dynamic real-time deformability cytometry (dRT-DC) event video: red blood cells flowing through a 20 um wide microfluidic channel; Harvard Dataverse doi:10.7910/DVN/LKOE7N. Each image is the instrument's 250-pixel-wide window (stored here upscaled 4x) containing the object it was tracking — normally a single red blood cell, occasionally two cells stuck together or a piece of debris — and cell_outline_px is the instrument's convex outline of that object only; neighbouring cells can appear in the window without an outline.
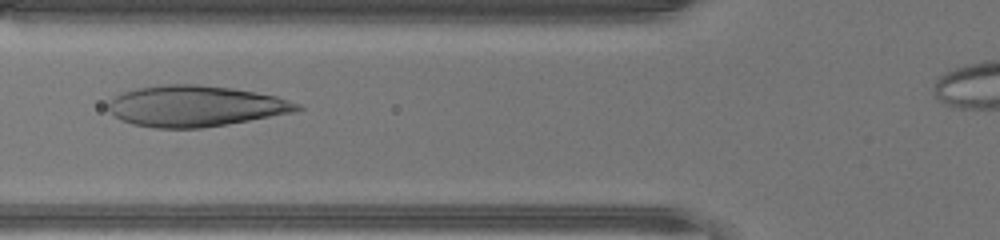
{"species": "human", "species_latin": "Homo sapiens", "temperature_condition": "warm", "stored_images_in_passage": 31, "camera_frame_rate_fps": 3000, "um_per_image_px": 0.085, "donor": {"sex": "male"}, "frame": {"image": 1, "passage_image": 7, "time_ms": 2.0, "image_size_px": [1000, 240], "cell_outline_px": [[304, 108], [292, 112], [248, 120], [200, 128], [156, 128], [132, 124], [116, 116], [108, 108], [108, 104], [120, 92], [136, 88], [164, 84], [196, 84], [232, 88], [276, 96], [300, 104]], "centroid_in_image_um": [16.59, 9.0], "position_along_channel_um": 109.2, "area_um2": 44.56}}
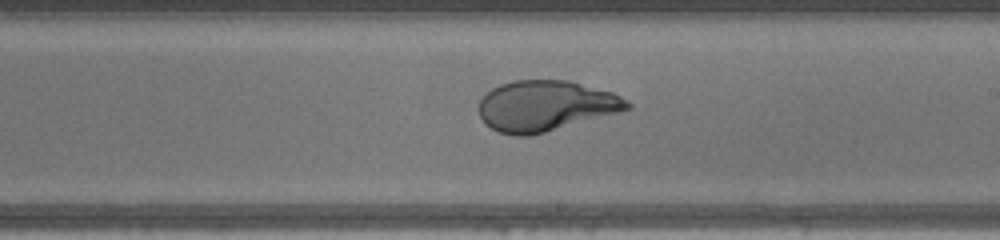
{"frame": {"image": 2, "passage_image": 16, "time_ms": 5.0, "image_size_px": [1000, 240], "cell_outline_px": [[632, 108], [544, 132], [528, 136], [512, 136], [500, 132], [484, 124], [476, 108], [484, 92], [500, 84], [512, 80], [568, 80], [612, 92], [620, 96], [632, 104]], "centroid_in_image_um": [46.3, 8.98], "position_along_channel_um": 242.7, "area_um2": 43.75}}
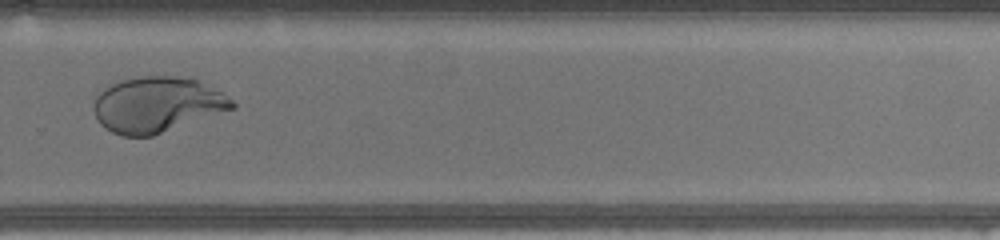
{"frame": {"image": 3, "passage_image": 21, "time_ms": 6.667, "image_size_px": [1000, 240], "cell_outline_px": [[236, 108], [152, 136], [124, 136], [112, 132], [100, 124], [92, 108], [96, 96], [104, 88], [120, 80], [140, 76], [176, 76], [200, 80], [220, 92], [232, 100], [236, 104]], "centroid_in_image_um": [13.35, 8.89], "position_along_channel_um": 316.5, "area_um2": 44.74}}